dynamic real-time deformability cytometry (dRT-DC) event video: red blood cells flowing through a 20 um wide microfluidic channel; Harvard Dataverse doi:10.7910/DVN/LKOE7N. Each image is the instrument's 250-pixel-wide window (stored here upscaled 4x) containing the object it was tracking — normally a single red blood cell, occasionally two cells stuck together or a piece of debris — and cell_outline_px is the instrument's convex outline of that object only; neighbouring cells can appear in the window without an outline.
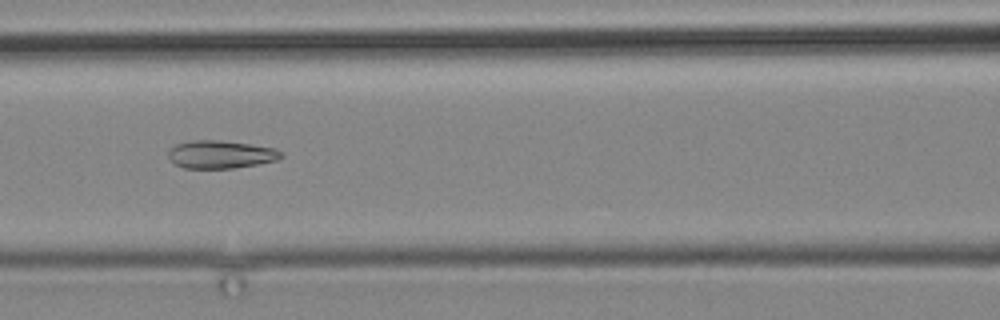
{"species": "common noctule bat (a hibernating species)", "species_latin": "Nyctalus noctula", "temperature_condition": "cold", "stored_images_in_passage": 10, "camera_frame_rate_fps": 3000, "um_per_image_px": 0.085, "animal": {"sex": "male", "body_mass_g": 19.2, "forearm_length_mm": 51.8}, "frame": {"image": 1, "passage_image": 10, "time_ms": 11.333, "image_size_px": [1000, 320], "cell_outline_px": [[284, 156], [276, 160], [256, 164], [232, 168], [184, 168], [168, 160], [168, 148], [176, 144], [192, 140], [220, 140], [276, 148], [284, 152]], "centroid_in_image_um": [18.73, 13.12], "position_along_channel_um": 147.9, "area_um2": 18.44}}